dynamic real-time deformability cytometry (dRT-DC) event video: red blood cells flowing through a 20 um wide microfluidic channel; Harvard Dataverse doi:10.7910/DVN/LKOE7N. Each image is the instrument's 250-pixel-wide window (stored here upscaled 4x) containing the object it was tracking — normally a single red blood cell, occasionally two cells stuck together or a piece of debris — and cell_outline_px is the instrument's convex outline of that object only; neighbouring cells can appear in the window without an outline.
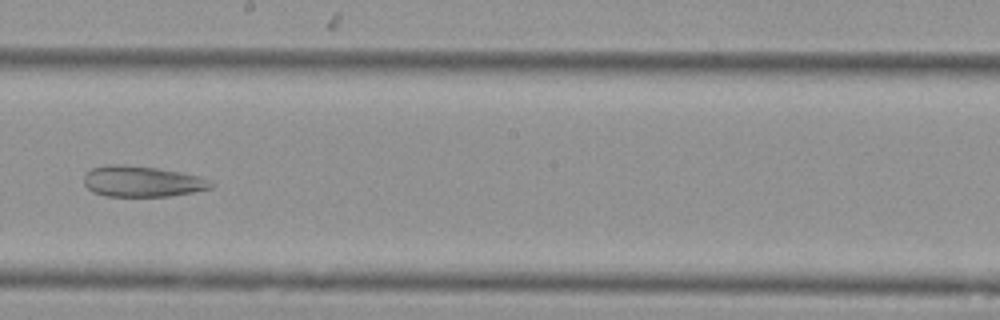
{"species": "Egyptian fruit bat (a non-hibernating species)", "species_latin": "Rousettus aegyptiacus", "temperature_condition": "cold", "stored_images_in_passage": 7, "camera_frame_rate_fps": 3000, "um_per_image_px": 0.085, "animal": {"sex": "female"}, "frame": {"image": 1, "passage_image": 7, "time_ms": 8.333, "image_size_px": [1000, 320], "cell_outline_px": [[216, 184], [212, 188], [192, 192], [168, 196], [104, 196], [92, 192], [84, 184], [84, 176], [92, 168], [108, 164], [124, 164], [156, 168], [180, 172], [212, 180]], "centroid_in_image_um": [12.08, 15.42], "position_along_channel_um": 236.1, "area_um2": 22.89}}